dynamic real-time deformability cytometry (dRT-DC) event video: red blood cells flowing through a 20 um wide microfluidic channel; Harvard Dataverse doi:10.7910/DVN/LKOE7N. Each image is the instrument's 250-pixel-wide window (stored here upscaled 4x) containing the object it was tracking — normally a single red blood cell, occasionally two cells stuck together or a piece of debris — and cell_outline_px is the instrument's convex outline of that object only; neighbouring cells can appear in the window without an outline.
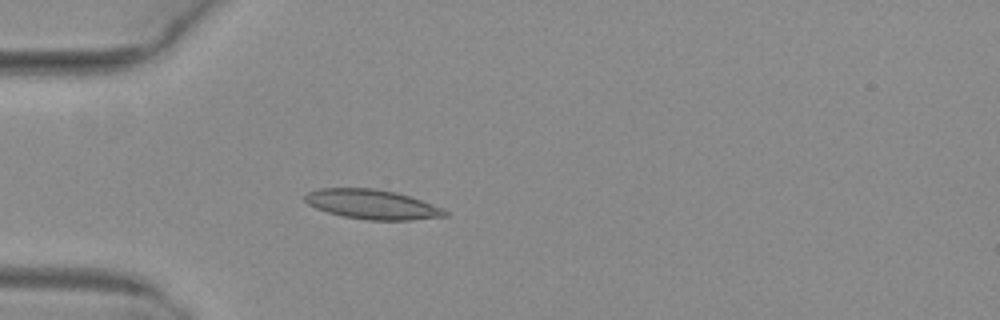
{"species": "common noctule bat (a hibernating species)", "species_latin": "Nyctalus noctula", "temperature_condition": "warm", "stored_images_in_passage": 4, "camera_frame_rate_fps": 3000, "um_per_image_px": 0.085, "animal": {"sex": "female", "body_mass_g": 29.2, "forearm_length_mm": 56.3}, "frame": {"image": 1, "passage_image": 4, "time_ms": 1.0, "image_size_px": [1000, 320], "cell_outline_px": [[448, 216], [412, 220], [368, 220], [344, 216], [328, 212], [316, 208], [308, 204], [304, 200], [304, 196], [308, 192], [320, 188], [372, 188], [396, 192], [420, 200], [440, 208], [448, 212]], "centroid_in_image_um": [31.6, 17.37], "position_along_channel_um": 53.4, "area_um2": 23.87}}